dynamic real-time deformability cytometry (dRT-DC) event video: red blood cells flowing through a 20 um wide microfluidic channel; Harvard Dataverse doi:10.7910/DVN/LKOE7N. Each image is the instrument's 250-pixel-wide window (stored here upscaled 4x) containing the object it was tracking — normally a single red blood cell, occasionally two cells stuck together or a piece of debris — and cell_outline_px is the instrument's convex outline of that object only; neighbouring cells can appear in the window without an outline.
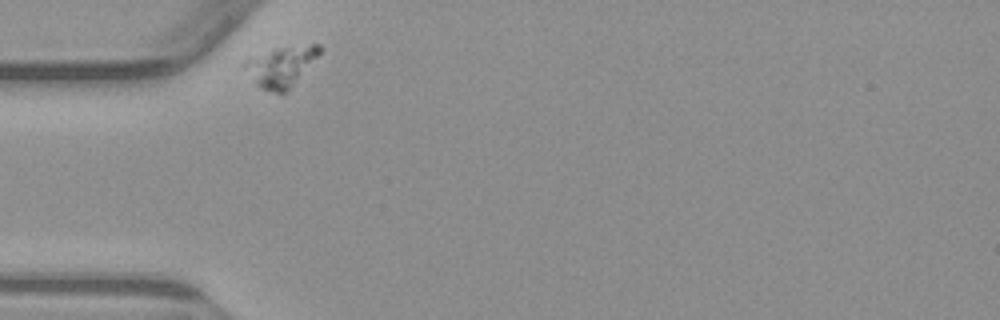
{"species": "common noctule bat (a hibernating species)", "species_latin": "Nyctalus noctula", "temperature_condition": "warm", "stored_images_in_passage": 2, "camera_frame_rate_fps": 3000, "um_per_image_px": 0.085, "animal": {"sex": "male", "body_mass_g": 23.1, "forearm_length_mm": 52.7}, "frame": {"image": 1, "passage_image": 1, "time_ms": 0.0, "image_size_px": [1000, 320], "cell_outline_px": [[320, 52], [292, 84], [280, 96], [260, 88], [256, 84], [240, 64], [244, 60], [272, 48], [312, 44], [320, 44]], "centroid_in_image_um": [23.79, 5.65], "position_along_channel_um": 61.2, "area_um2": 17.34}}